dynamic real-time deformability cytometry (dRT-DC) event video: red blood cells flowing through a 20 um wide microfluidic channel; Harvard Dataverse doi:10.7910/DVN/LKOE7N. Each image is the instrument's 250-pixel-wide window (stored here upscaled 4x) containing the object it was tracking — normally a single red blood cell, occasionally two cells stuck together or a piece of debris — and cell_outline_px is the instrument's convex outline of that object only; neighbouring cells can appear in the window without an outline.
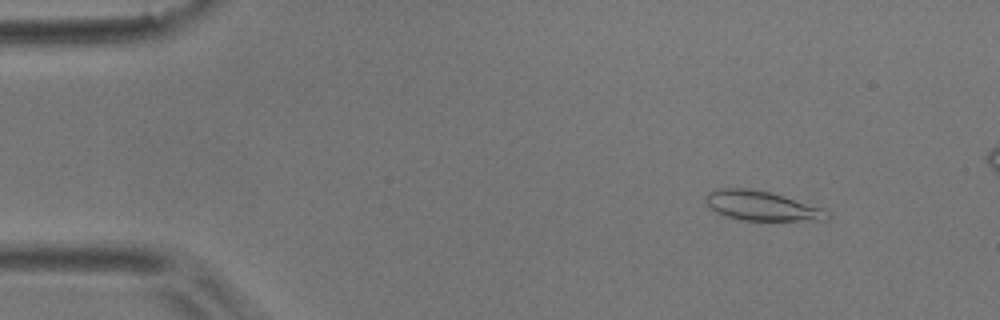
{"species": "common noctule bat (a hibernating species)", "species_latin": "Nyctalus noctula", "temperature_condition": "room temperature", "stored_images_in_passage": 48, "camera_frame_rate_fps": 3000, "um_per_image_px": 0.085, "animal": {"sex": "male", "body_mass_g": 17.9}, "frame": {"image": 1, "passage_image": 1, "time_ms": 0.0, "image_size_px": [1000, 320], "cell_outline_px": [[832, 216], [828, 220], [740, 220], [724, 216], [716, 212], [704, 200], [708, 192], [720, 188], [744, 188], [768, 192], [784, 196], [824, 208]], "centroid_in_image_um": [64.76, 17.5], "position_along_channel_um": 20.2, "area_um2": 20.87}}
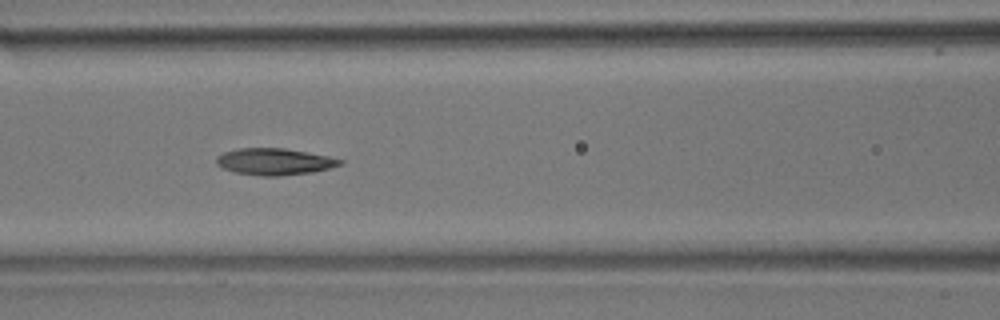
{"frame": {"image": 2, "passage_image": 17, "time_ms": 5.333, "image_size_px": [1000, 320], "cell_outline_px": [[344, 164], [312, 172], [280, 176], [264, 176], [236, 172], [220, 168], [216, 164], [216, 156], [224, 152], [240, 148], [284, 148], [328, 156], [344, 160]], "centroid_in_image_um": [23.31, 13.74], "position_along_channel_um": 143.3, "area_um2": 19.19}}
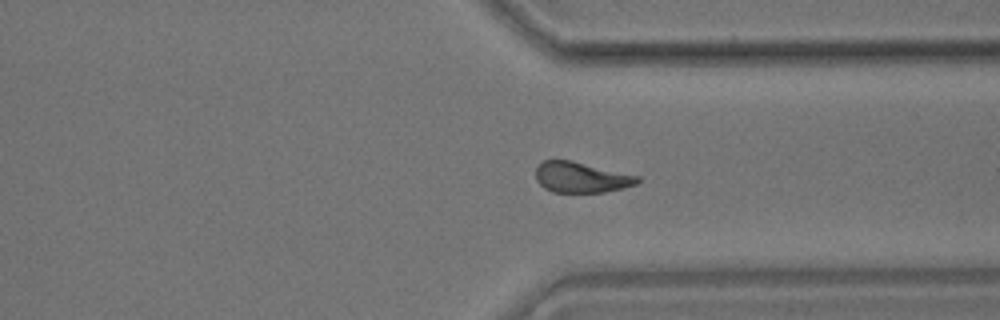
{"frame": {"image": 3, "passage_image": 34, "time_ms": 11.0, "image_size_px": [1000, 320], "cell_outline_px": [[640, 180], [636, 184], [624, 188], [604, 192], [552, 192], [544, 188], [536, 180], [536, 168], [544, 160], [572, 160], [640, 176]], "centroid_in_image_um": [49.41, 15.07], "position_along_channel_um": 362.0, "area_um2": 18.21}, "authors_computed_cell_mechanics": {"area_um2": 18.8428, "velocity_mm_per_s": 3.8664, "shape_relaxation_time_tau1_ms": null, "shape_relaxation_time_tau2_ms": 3.626, "deformation_change_tau1": null, "deformation_change_tau2": 0.1145}}